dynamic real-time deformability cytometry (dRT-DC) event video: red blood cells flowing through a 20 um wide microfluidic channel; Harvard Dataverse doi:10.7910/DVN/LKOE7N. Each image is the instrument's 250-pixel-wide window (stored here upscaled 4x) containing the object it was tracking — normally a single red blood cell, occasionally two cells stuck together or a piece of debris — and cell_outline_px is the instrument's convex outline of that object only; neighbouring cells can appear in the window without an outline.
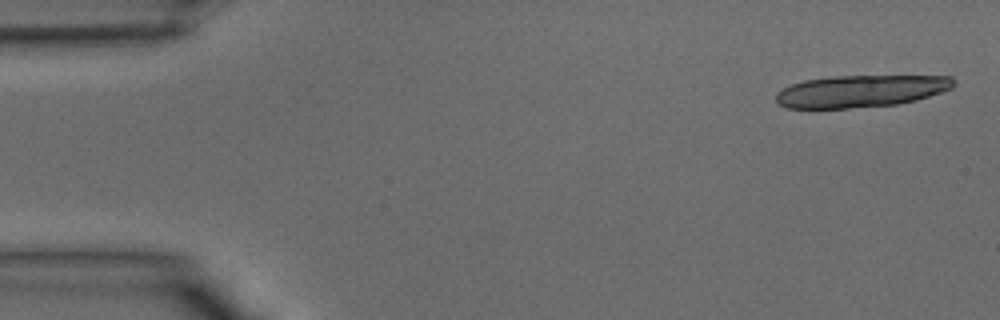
{"species": "common noctule bat (a hibernating species)", "species_latin": "Nyctalus noctula", "temperature_condition": "warm", "stored_images_in_passage": 3, "camera_frame_rate_fps": 3000, "um_per_image_px": 0.085, "animal": {"sex": "male", "body_mass_g": 15.6}, "frame": {"image": 1, "passage_image": 1, "time_ms": 0.0, "image_size_px": [1000, 320], "cell_outline_px": [[956, 84], [952, 88], [916, 100], [896, 104], [848, 108], [788, 108], [780, 104], [776, 100], [776, 92], [792, 84], [804, 80], [828, 76], [952, 76]], "centroid_in_image_um": [73.16, 7.74], "position_along_channel_um": 11.8, "area_um2": 33.12}}